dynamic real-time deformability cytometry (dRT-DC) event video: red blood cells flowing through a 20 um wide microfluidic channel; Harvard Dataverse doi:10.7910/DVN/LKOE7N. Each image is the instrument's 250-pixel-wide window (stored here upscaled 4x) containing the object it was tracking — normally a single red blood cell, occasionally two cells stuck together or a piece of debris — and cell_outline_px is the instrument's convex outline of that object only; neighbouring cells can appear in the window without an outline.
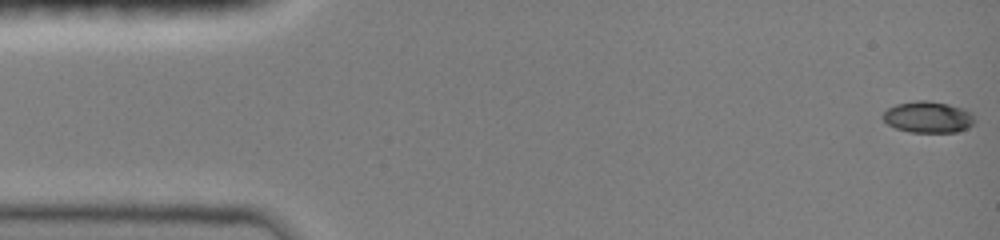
{"species": "common noctule bat (a hibernating species)", "species_latin": "Nyctalus noctula", "temperature_condition": "room temperature", "stored_images_in_passage": 8, "camera_frame_rate_fps": 3000, "um_per_image_px": 0.085, "animal": {"sex": "female", "body_mass_g": 19.0, "forearm_length_mm": 51.5}, "frame": {"image": 1, "passage_image": 1, "time_ms": 0.0, "image_size_px": [1000, 240], "cell_outline_px": [[976, 120], [968, 128], [956, 132], [908, 132], [896, 128], [888, 124], [880, 116], [888, 108], [896, 104], [916, 100], [928, 100], [948, 104], [964, 108], [972, 112], [976, 116]], "centroid_in_image_um": [78.91, 9.94], "position_along_channel_um": 6.1, "area_um2": 17.05}}
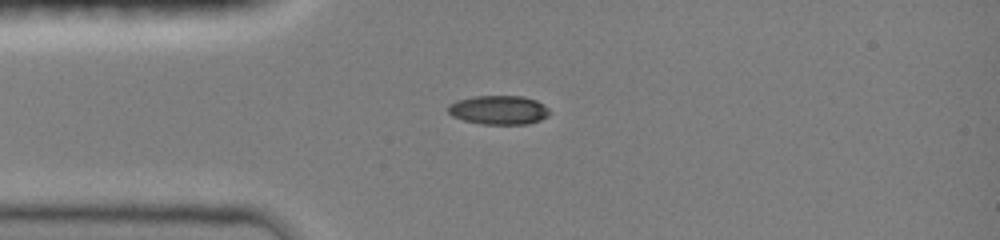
{"frame": {"image": 2, "passage_image": 5, "time_ms": 3.667, "image_size_px": [1000, 240], "cell_outline_px": [[552, 112], [548, 116], [540, 120], [528, 124], [480, 124], [464, 120], [452, 116], [448, 112], [448, 104], [456, 100], [472, 96], [524, 96], [536, 100], [544, 104]], "centroid_in_image_um": [42.4, 9.34], "position_along_channel_um": 42.6, "area_um2": 17.4}}
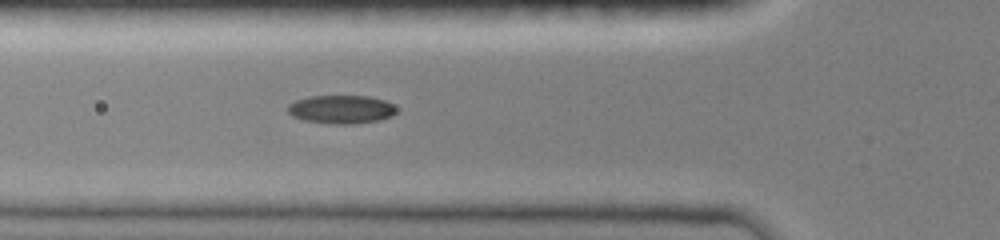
{"frame": {"image": 3, "passage_image": 8, "time_ms": 5.333, "image_size_px": [1000, 240], "cell_outline_px": [[396, 112], [392, 116], [380, 120], [352, 124], [336, 124], [304, 120], [292, 116], [288, 112], [288, 104], [296, 100], [308, 96], [368, 96], [384, 100], [392, 104], [396, 108]], "centroid_in_image_um": [29.0, 9.29], "position_along_channel_um": 96.8, "area_um2": 17.98}}